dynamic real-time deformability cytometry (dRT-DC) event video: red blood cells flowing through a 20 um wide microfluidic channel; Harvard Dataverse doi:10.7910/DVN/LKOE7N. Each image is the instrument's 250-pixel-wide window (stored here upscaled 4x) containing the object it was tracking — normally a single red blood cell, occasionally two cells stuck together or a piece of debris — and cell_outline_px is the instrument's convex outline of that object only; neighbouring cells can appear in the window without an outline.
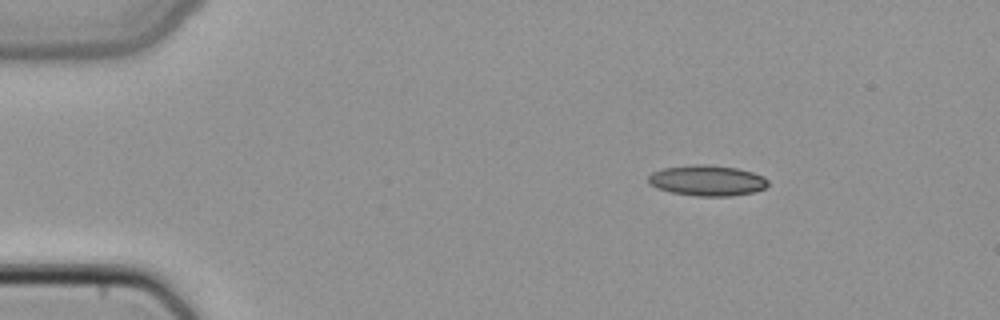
{"species": "common noctule bat (a hibernating species)", "species_latin": "Nyctalus noctula", "temperature_condition": "cold", "stored_images_in_passage": 2, "segment_of_instrument_passage": [1, 2], "camera_frame_rate_fps": 3000, "um_per_image_px": 0.085, "animal": {"sex": "female", "body_mass_g": 22.7, "forearm_length_mm": 54.2}, "frame": {"image": 1, "passage_image": 1, "time_ms": 0.0, "image_size_px": [1000, 320], "cell_outline_px": [[768, 184], [764, 188], [756, 192], [732, 196], [696, 196], [672, 192], [656, 188], [648, 184], [648, 176], [652, 172], [664, 168], [692, 164], [708, 164], [736, 168], [752, 172], [764, 176], [768, 180]], "centroid_in_image_um": [60.11, 15.34], "position_along_channel_um": 24.9, "area_um2": 21.56}}